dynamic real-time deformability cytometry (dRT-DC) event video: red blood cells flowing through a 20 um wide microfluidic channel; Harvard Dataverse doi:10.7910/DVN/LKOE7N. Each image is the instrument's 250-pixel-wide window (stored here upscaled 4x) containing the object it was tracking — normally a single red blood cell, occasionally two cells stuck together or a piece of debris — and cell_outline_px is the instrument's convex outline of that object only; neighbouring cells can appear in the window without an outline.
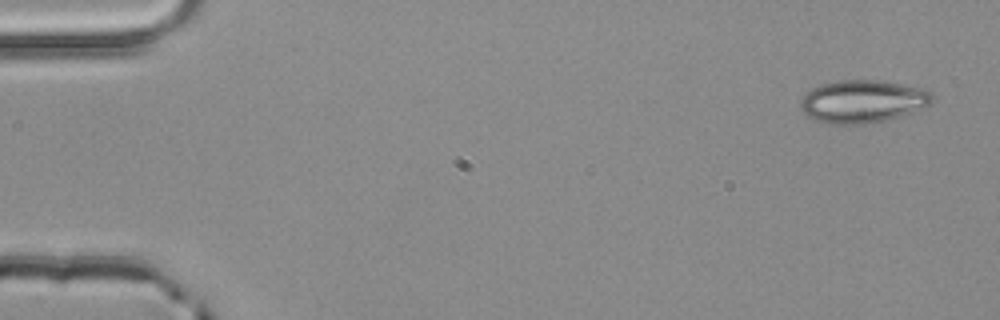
{"species": "common noctule bat (a hibernating species)", "species_latin": "Nyctalus noctula", "temperature_condition": "room temperature", "stored_images_in_passage": 5, "camera_frame_rate_fps": 3000, "um_per_image_px": 0.085, "animal": {"sex": "male", "body_mass_g": 20.4}, "frame": {"image": 1, "passage_image": 1, "time_ms": 0.0, "image_size_px": [1000, 320], "cell_outline_px": [[936, 96], [928, 104], [912, 112], [888, 120], [864, 124], [832, 124], [816, 120], [808, 116], [800, 108], [800, 100], [812, 88], [820, 84], [840, 80], [880, 80], [928, 88]], "centroid_in_image_um": [73.36, 8.61], "position_along_channel_um": 11.6, "area_um2": 33.06}}
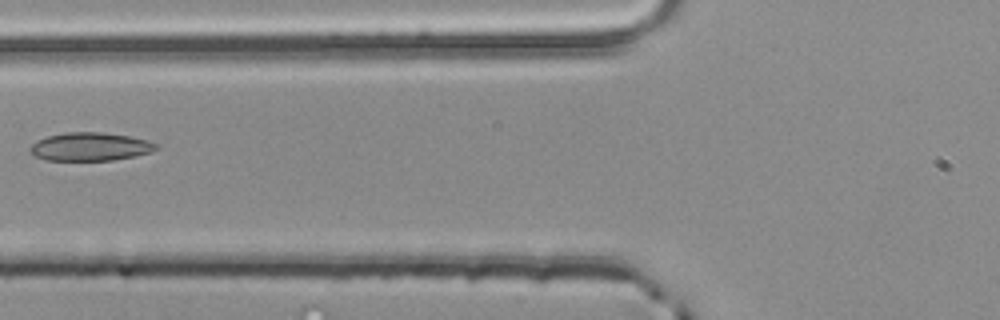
{"frame": {"image": 2, "passage_image": 5, "time_ms": 1.333, "image_size_px": [1000, 320], "cell_outline_px": [[156, 148], [152, 152], [136, 156], [112, 160], [44, 160], [36, 156], [28, 148], [36, 140], [48, 136], [64, 132], [104, 132], [128, 136], [144, 140], [156, 144]], "centroid_in_image_um": [7.63, 12.46], "position_along_channel_um": 118.2, "area_um2": 20.63}}